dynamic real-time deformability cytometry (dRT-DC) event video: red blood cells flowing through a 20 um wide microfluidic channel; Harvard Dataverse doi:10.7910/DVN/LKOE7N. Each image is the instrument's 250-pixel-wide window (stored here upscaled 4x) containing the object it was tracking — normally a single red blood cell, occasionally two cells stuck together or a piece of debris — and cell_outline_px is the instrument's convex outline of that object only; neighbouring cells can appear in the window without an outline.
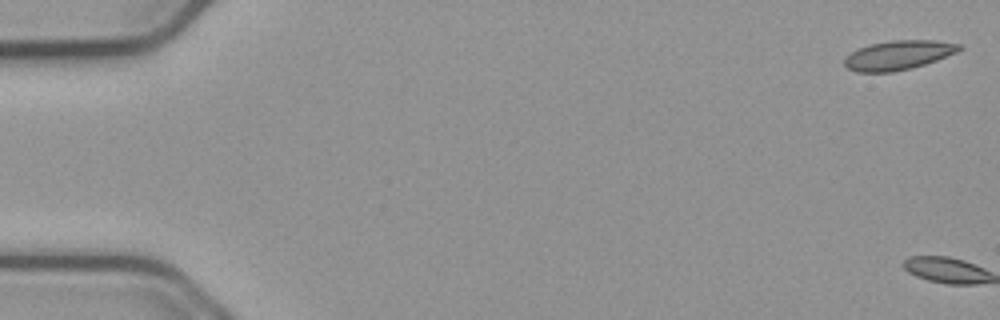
{"species": "common noctule bat (a hibernating species)", "species_latin": "Nyctalus noctula", "temperature_condition": "cold", "stored_images_in_passage": 2, "camera_frame_rate_fps": 3000, "um_per_image_px": 0.085, "animal": {"sex": "male", "body_mass_g": 23.1, "forearm_length_mm": 52.7}, "frame": {"image": 1, "passage_image": 1, "time_ms": 0.0, "image_size_px": [1000, 320], "cell_outline_px": [[964, 48], [956, 52], [936, 60], [912, 68], [892, 72], [856, 72], [848, 68], [844, 64], [844, 60], [852, 52], [868, 44], [892, 40], [936, 40], [964, 44]], "centroid_in_image_um": [76.4, 4.67], "position_along_channel_um": 8.6, "area_um2": 19.59}}